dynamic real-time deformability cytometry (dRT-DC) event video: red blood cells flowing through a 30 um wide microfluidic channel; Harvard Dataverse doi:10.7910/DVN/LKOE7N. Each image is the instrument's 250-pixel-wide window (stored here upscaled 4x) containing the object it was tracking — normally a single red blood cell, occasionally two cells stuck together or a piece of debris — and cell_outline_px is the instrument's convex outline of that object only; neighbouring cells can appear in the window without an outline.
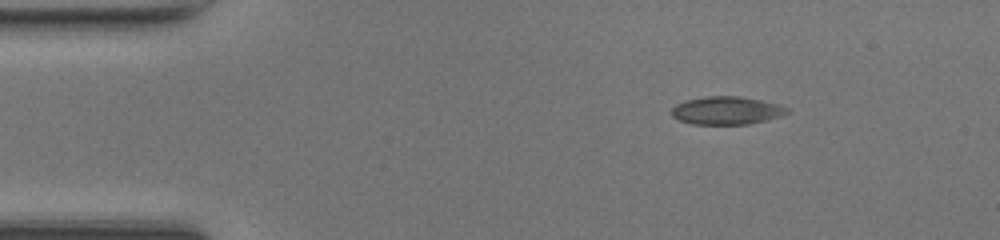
{"species": "common noctule bat (a hibernating species)", "species_latin": "Nyctalus noctula", "temperature_condition": "room temperature", "stored_images_in_passage": 43, "camera_frame_rate_fps": 3000, "um_per_image_px": 0.085, "animal": {"sex": "female", "body_mass_g": 17.0, "forearm_length_mm": 48.0}, "frame": {"image": 1, "passage_image": 1, "time_ms": 0.0, "image_size_px": [1000, 240], "cell_outline_px": [[788, 112], [780, 116], [768, 120], [748, 124], [692, 124], [680, 120], [672, 116], [672, 108], [676, 104], [684, 100], [708, 96], [740, 96], [780, 104], [788, 108]], "centroid_in_image_um": [61.76, 9.39], "position_along_channel_um": 23.2, "area_um2": 18.84}}
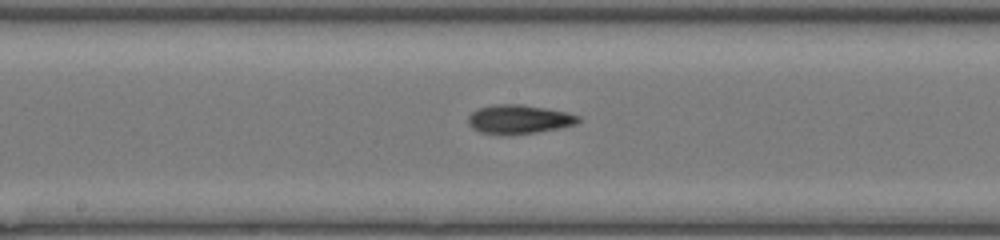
{"frame": {"image": 2, "passage_image": 19, "time_ms": 6.0, "image_size_px": [1000, 240], "cell_outline_px": [[580, 120], [576, 124], [560, 128], [536, 132], [504, 136], [480, 132], [472, 128], [468, 124], [468, 116], [476, 108], [496, 104], [524, 104], [568, 112], [580, 116]], "centroid_in_image_um": [44.09, 10.14], "position_along_channel_um": 204.1, "area_um2": 18.96}}
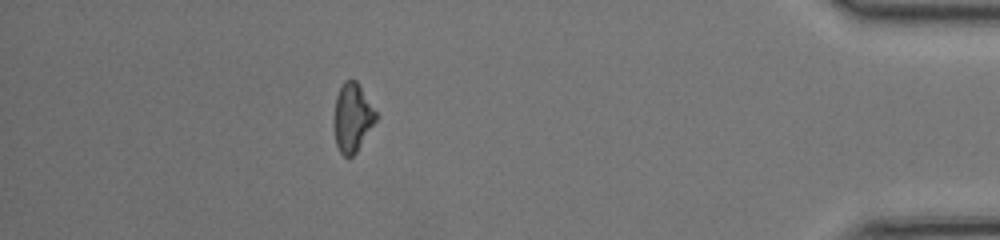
{"frame": {"image": 3, "passage_image": 37, "time_ms": 12.0, "image_size_px": [1000, 240], "cell_outline_px": [[376, 120], [356, 152], [352, 156], [344, 156], [340, 152], [336, 144], [336, 96], [344, 80], [356, 80], [376, 112]], "centroid_in_image_um": [29.97, 9.98], "position_along_channel_um": 405.2, "area_um2": 15.95}, "authors_computed_cell_mechanics": {"area_um2": 17.8602, "velocity_mm_per_s": 4.244, "shape_relaxation_time_tau1_ms": null, "shape_relaxation_time_tau2_ms": 6.6907, "deformation_change_tau1": null, "deformation_change_tau2": 0.1569}}